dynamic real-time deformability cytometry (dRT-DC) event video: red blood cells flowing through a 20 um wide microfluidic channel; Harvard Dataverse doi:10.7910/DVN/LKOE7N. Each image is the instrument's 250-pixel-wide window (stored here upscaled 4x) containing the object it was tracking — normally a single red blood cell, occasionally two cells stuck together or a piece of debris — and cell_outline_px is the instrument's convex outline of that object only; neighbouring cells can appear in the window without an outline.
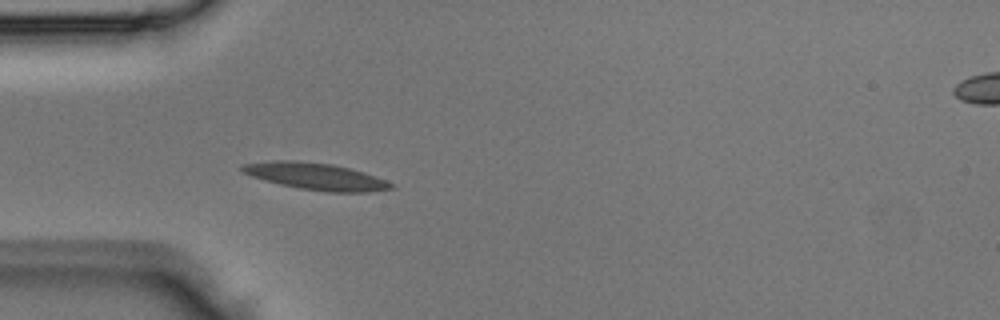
{"species": "Egyptian fruit bat (a non-hibernating species)", "species_latin": "Rousettus aegyptiacus", "temperature_condition": "room temperature", "stored_images_in_passage": 3, "segment_of_instrument_passage": [1, 2], "camera_frame_rate_fps": 3000, "um_per_image_px": 0.085, "animal": {"sex": "male"}, "frame": {"image": 1, "passage_image": 2, "time_ms": 0.333, "image_size_px": [1000, 320], "cell_outline_px": [[396, 184], [392, 188], [368, 192], [328, 192], [300, 188], [280, 184], [252, 176], [244, 172], [240, 168], [240, 164], [272, 160], [292, 160], [332, 164], [364, 172]], "centroid_in_image_um": [26.84, 14.98], "position_along_channel_um": 58.2, "area_um2": 23.12}}